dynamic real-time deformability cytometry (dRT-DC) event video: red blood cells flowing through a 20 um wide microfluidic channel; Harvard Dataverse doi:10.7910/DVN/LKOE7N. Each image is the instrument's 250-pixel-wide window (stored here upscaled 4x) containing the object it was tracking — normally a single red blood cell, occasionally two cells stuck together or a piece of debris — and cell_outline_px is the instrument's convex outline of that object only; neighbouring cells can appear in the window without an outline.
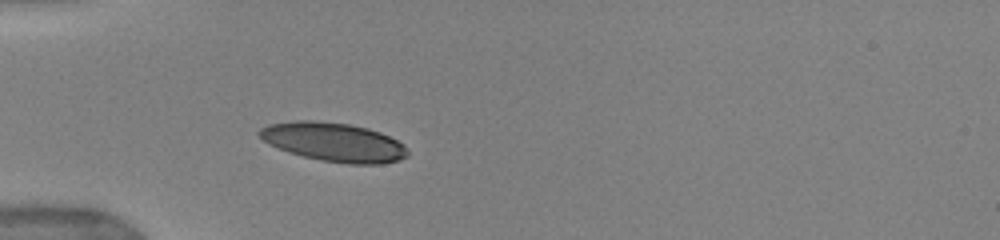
{"species": "human", "species_latin": "Homo sapiens", "temperature_condition": "warm", "stored_images_in_passage": 30, "camera_frame_rate_fps": 3000, "um_per_image_px": 0.085, "donor": {"sex": "female"}, "frame": {"image": 1, "passage_image": 17, "time_ms": 3.0, "image_size_px": [1000, 240], "cell_outline_px": [[408, 156], [400, 160], [380, 164], [348, 164], [320, 160], [288, 152], [268, 144], [256, 132], [260, 128], [268, 124], [296, 120], [312, 120], [348, 124], [368, 128], [380, 132], [404, 144], [408, 152]], "centroid_in_image_um": [28.36, 12.08], "position_along_channel_um": 56.6, "area_um2": 33.64}}